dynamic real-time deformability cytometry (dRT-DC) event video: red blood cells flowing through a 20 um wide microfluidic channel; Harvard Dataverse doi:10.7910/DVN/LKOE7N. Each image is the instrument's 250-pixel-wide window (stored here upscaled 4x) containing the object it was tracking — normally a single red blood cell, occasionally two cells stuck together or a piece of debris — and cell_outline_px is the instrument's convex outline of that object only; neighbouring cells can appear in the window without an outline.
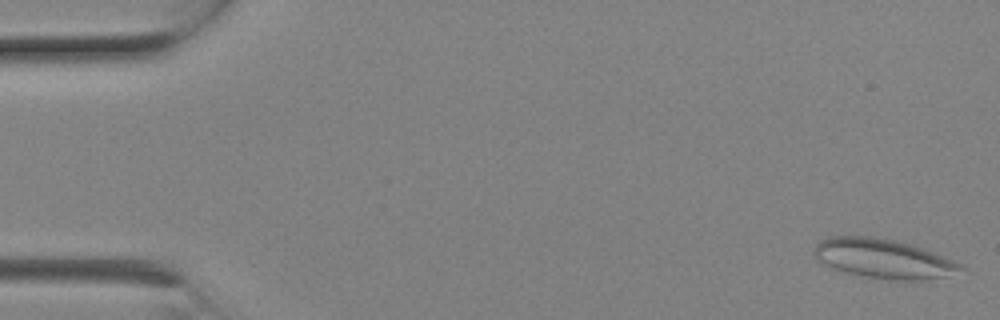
{"species": "Egyptian fruit bat (a non-hibernating species)", "species_latin": "Rousettus aegyptiacus", "temperature_condition": "room temperature", "stored_images_in_passage": 6, "camera_frame_rate_fps": 3000, "um_per_image_px": 0.085, "animal": {"sex": "female"}, "frame": {"image": 1, "passage_image": 1, "time_ms": 0.0, "image_size_px": [1000, 320], "cell_outline_px": [[964, 268], [948, 276], [920, 280], [892, 280], [864, 276], [848, 272], [820, 264], [816, 260], [816, 244], [820, 240], [828, 236], [872, 236], [912, 244], [924, 248], [960, 264]], "centroid_in_image_um": [75.05, 21.97], "position_along_channel_um": 9.9, "area_um2": 33.29}}